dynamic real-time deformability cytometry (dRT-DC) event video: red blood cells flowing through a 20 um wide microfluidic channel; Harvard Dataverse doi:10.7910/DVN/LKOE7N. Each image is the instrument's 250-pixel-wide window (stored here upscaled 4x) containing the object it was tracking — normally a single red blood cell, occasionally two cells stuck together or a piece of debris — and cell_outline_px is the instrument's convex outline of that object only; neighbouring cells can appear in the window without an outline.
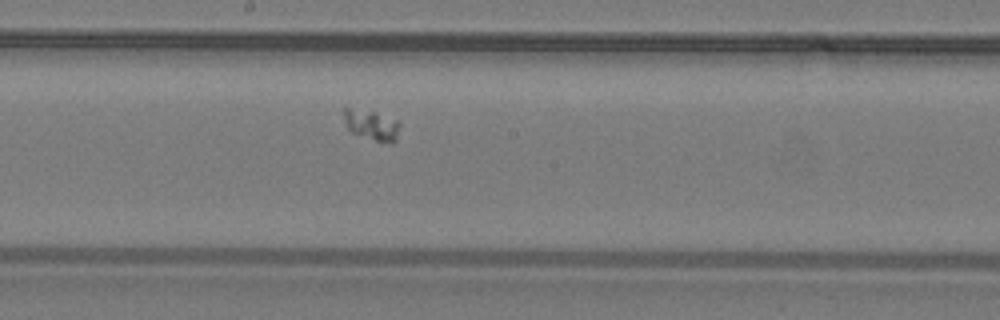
{"species": "common noctule bat (a hibernating species)", "species_latin": "Nyctalus noctula", "temperature_condition": "warm", "stored_images_in_passage": 42, "camera_frame_rate_fps": 3000, "um_per_image_px": 0.085, "animal": {"sex": "male", "body_mass_g": 19.2, "forearm_length_mm": 51.8}, "frame": {"image": 1, "passage_image": 19, "time_ms": 6.0, "image_size_px": [1000, 320], "cell_outline_px": [[400, 124], [396, 140], [392, 144], [376, 140], [352, 132], [348, 128], [344, 120], [344, 104], [376, 112], [396, 120]], "centroid_in_image_um": [31.55, 10.57], "position_along_channel_um": 216.7, "area_um2": 10.0}}
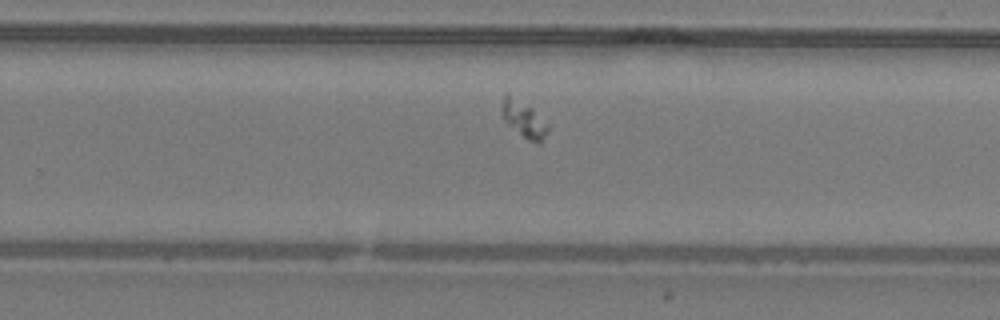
{"frame": {"image": 2, "passage_image": 24, "time_ms": 7.667, "image_size_px": [1000, 320], "cell_outline_px": [[548, 132], [540, 144], [536, 144], [528, 140], [508, 124], [500, 116], [500, 108], [504, 92], [508, 92], [532, 108], [548, 124]], "centroid_in_image_um": [44.48, 10.1], "position_along_channel_um": 285.3, "area_um2": 10.06}}